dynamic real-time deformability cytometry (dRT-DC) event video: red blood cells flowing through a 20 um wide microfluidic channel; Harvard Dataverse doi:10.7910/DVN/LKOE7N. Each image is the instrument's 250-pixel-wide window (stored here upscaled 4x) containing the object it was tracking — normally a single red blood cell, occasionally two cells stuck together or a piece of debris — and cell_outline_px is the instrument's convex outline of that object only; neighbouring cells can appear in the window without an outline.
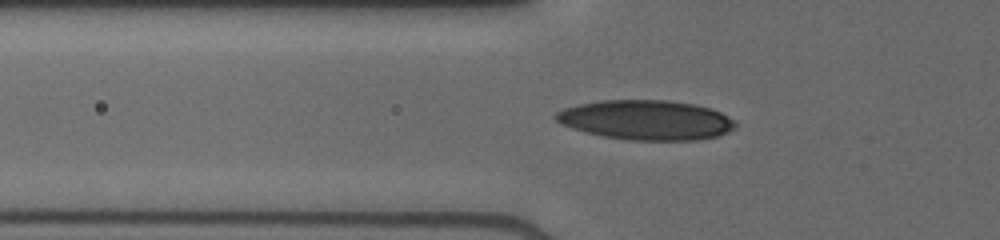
{"species": "human", "species_latin": "Homo sapiens", "temperature_condition": "cold", "stored_images_in_passage": 37, "camera_frame_rate_fps": 3000, "um_per_image_px": 0.085, "donor": {"sex": "male"}, "frame": {"image": 1, "passage_image": 12, "time_ms": 3.667, "image_size_px": [1000, 240], "cell_outline_px": [[736, 128], [728, 132], [716, 136], [696, 140], [628, 140], [604, 136], [572, 128], [560, 124], [552, 116], [556, 112], [564, 108], [580, 104], [600, 100], [668, 100], [692, 104], [712, 108], [736, 120]], "centroid_in_image_um": [54.93, 10.19], "position_along_channel_um": 70.9, "area_um2": 41.62}}
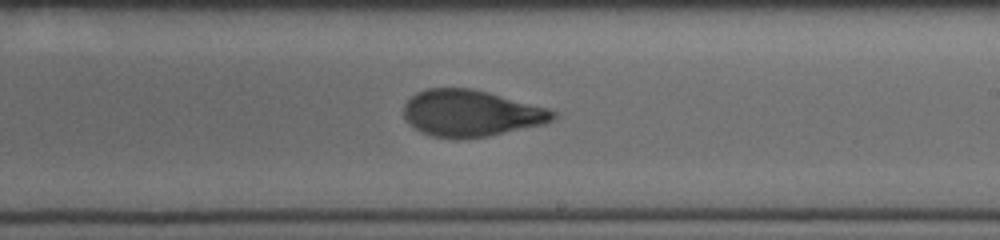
{"frame": {"image": 2, "passage_image": 25, "time_ms": 8.0, "image_size_px": [1000, 240], "cell_outline_px": [[556, 116], [552, 120], [544, 124], [488, 136], [464, 140], [456, 140], [432, 136], [420, 132], [404, 116], [404, 104], [416, 92], [428, 88], [472, 88], [488, 92], [548, 108], [556, 112]], "centroid_in_image_um": [40.03, 9.64], "position_along_channel_um": 249.0, "area_um2": 40.58}}
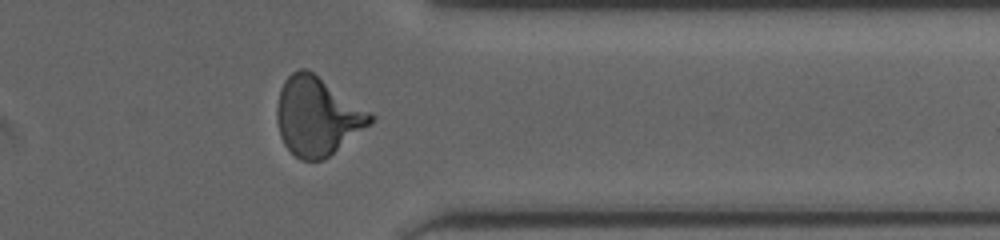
{"frame": {"image": 3, "passage_image": 35, "time_ms": 11.333, "image_size_px": [1000, 240], "cell_outline_px": [[376, 116], [372, 124], [324, 160], [300, 160], [284, 144], [280, 136], [276, 120], [276, 108], [280, 88], [284, 80], [292, 72], [300, 68], [304, 68], [312, 72]], "centroid_in_image_um": [26.96, 9.9], "position_along_channel_um": 384.4, "area_um2": 42.6}}